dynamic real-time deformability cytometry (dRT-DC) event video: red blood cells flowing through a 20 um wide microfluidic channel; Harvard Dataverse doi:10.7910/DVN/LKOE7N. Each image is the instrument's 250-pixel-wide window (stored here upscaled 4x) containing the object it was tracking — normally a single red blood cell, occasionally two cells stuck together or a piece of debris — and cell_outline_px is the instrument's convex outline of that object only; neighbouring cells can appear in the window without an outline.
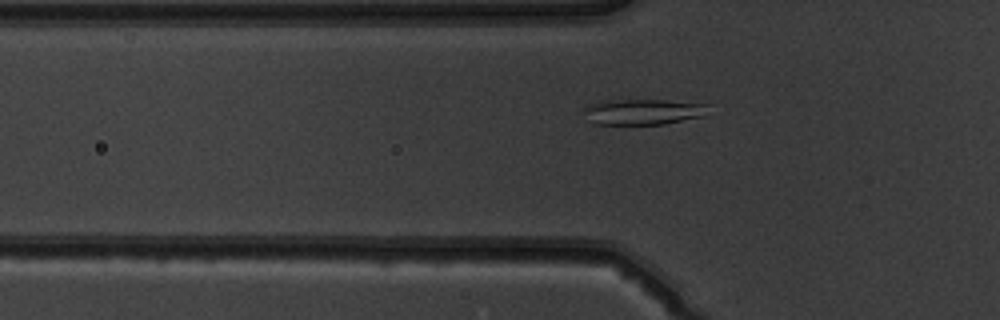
{"species": "common noctule bat (a hibernating species)", "species_latin": "Nyctalus noctula", "temperature_condition": "warm", "stored_images_in_passage": 52, "camera_frame_rate_fps": 3000, "um_per_image_px": 0.085, "animal": {"sex": "male", "body_mass_g": 19.5, "forearm_length_mm": 54.6}, "frame": {"image": 1, "passage_image": 18, "time_ms": 5.667, "image_size_px": [1000, 320], "cell_outline_px": [[708, 104], [704, 116], [664, 124], [596, 124], [584, 108], [592, 104], [604, 100], [664, 100]], "centroid_in_image_um": [54.74, 9.49], "position_along_channel_um": 71.1, "area_um2": 18.09}}
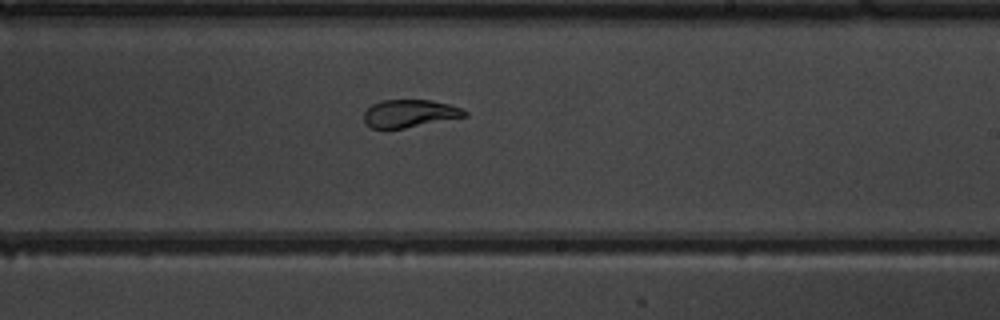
{"frame": {"image": 2, "passage_image": 32, "time_ms": 10.333, "image_size_px": [1000, 320], "cell_outline_px": [[468, 116], [404, 128], [372, 128], [364, 120], [364, 112], [372, 104], [380, 100], [432, 100], [448, 104], [460, 108], [468, 112]], "centroid_in_image_um": [34.83, 9.63], "position_along_channel_um": 254.2, "area_um2": 16.13}}
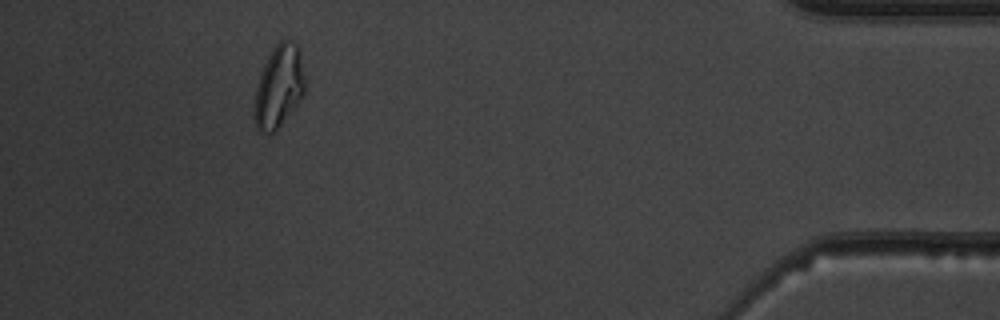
{"frame": {"image": 3, "passage_image": 48, "time_ms": 15.667, "image_size_px": [1000, 320], "cell_outline_px": [[304, 96], [276, 132], [260, 132], [256, 128], [252, 116], [252, 108], [256, 88], [260, 72], [268, 56], [276, 44], [280, 40], [288, 40], [296, 44], [300, 52], [304, 76]], "centroid_in_image_um": [23.67, 7.41], "position_along_channel_um": 411.5, "area_um2": 24.68}, "authors_computed_cell_mechanics": {"area_um2": 20.3745, "velocity_mm_per_s": 3.9358, "shape_relaxation_time_tau1_ms": 7.3221, "shape_relaxation_time_tau2_ms": 0.9529, "deformation_change_tau1": 0.2027, "deformation_change_tau2": 0.0593}}